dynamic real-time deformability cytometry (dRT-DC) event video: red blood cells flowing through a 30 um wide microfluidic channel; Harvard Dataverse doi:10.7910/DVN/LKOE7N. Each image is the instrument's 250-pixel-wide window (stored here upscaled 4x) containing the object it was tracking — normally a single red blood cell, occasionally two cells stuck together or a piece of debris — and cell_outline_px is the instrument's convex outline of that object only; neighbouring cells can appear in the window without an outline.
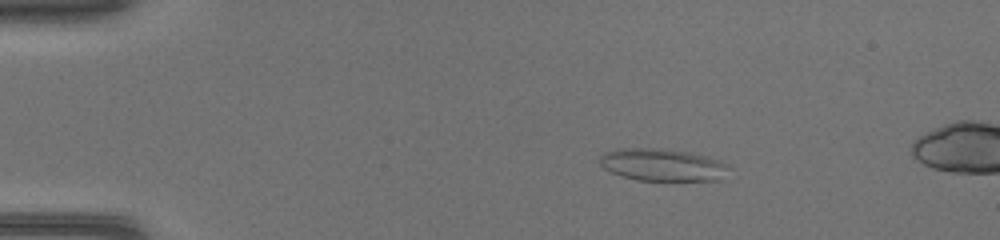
{"species": "common noctule bat (a hibernating species)", "species_latin": "Nyctalus noctula", "temperature_condition": "warm", "stored_images_in_passage": 41, "camera_frame_rate_fps": 3000, "um_per_image_px": 0.085, "animal": {"sex": "female", "body_mass_g": 17.0, "forearm_length_mm": 48.0}, "frame": {"image": 1, "passage_image": 2, "time_ms": 0.333, "image_size_px": [1000, 240], "cell_outline_px": [[732, 168], [720, 180], [636, 180], [620, 176], [604, 168], [600, 164], [600, 156], [604, 152], [620, 148], [660, 148], [688, 152], [720, 160], [728, 164]], "centroid_in_image_um": [56.32, 14.01], "position_along_channel_um": 28.7, "area_um2": 24.45}}
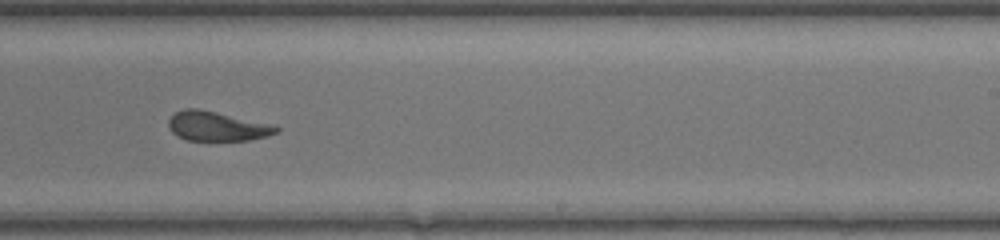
{"frame": {"image": 2, "passage_image": 23, "time_ms": 7.333, "image_size_px": [1000, 240], "cell_outline_px": [[280, 132], [268, 136], [248, 140], [208, 144], [184, 140], [176, 136], [168, 128], [168, 120], [176, 112], [184, 108], [196, 108], [276, 124], [280, 128]], "centroid_in_image_um": [18.47, 10.79], "position_along_channel_um": 270.5, "area_um2": 19.71}}
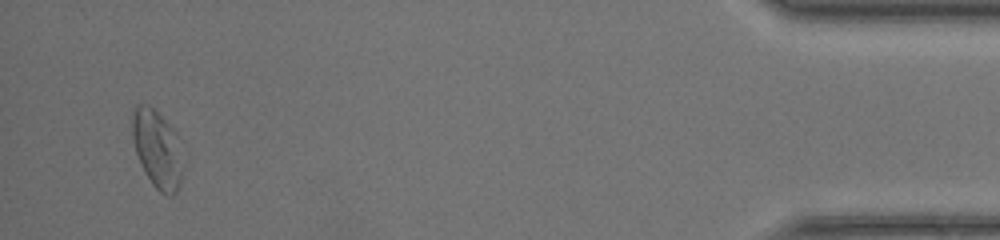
{"frame": {"image": 3, "passage_image": 38, "time_ms": 12.333, "image_size_px": [1000, 240], "cell_outline_px": [[184, 168], [180, 184], [176, 192], [172, 196], [168, 196], [160, 192], [152, 184], [144, 172], [136, 152], [132, 136], [132, 112], [136, 104], [148, 104], [172, 128], [176, 136]], "centroid_in_image_um": [13.35, 12.7], "position_along_channel_um": 421.8, "area_um2": 22.83}}